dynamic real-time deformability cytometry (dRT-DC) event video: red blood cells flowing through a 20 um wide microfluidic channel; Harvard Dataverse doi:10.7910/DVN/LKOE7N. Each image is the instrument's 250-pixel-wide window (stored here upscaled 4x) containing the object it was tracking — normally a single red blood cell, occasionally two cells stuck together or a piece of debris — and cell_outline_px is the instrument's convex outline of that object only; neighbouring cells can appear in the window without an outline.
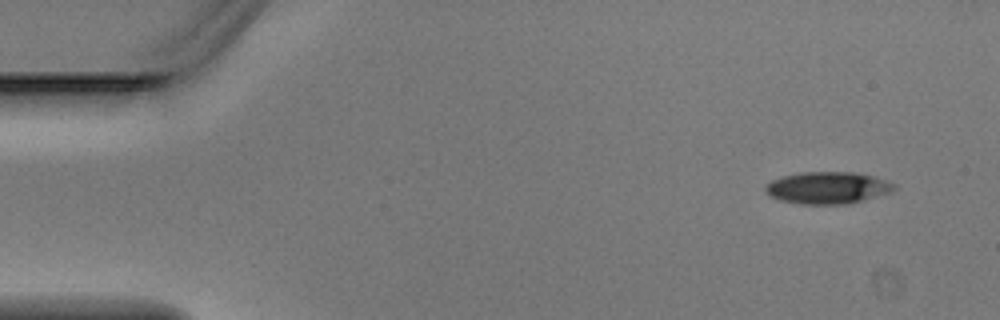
{"species": "Egyptian fruit bat (a non-hibernating species)", "species_latin": "Rousettus aegyptiacus", "temperature_condition": "warm", "stored_images_in_passage": 5, "camera_frame_rate_fps": 3000, "um_per_image_px": 0.085, "animal": {"sex": "male"}, "frame": {"image": 1, "passage_image": 1, "time_ms": 0.0, "image_size_px": [1000, 320], "cell_outline_px": [[896, 188], [888, 192], [864, 200], [848, 204], [800, 204], [780, 200], [764, 192], [764, 188], [772, 180], [784, 176], [800, 172], [852, 172], [872, 176], [896, 184]], "centroid_in_image_um": [70.32, 15.96], "position_along_channel_um": 14.7, "area_um2": 23.76}}
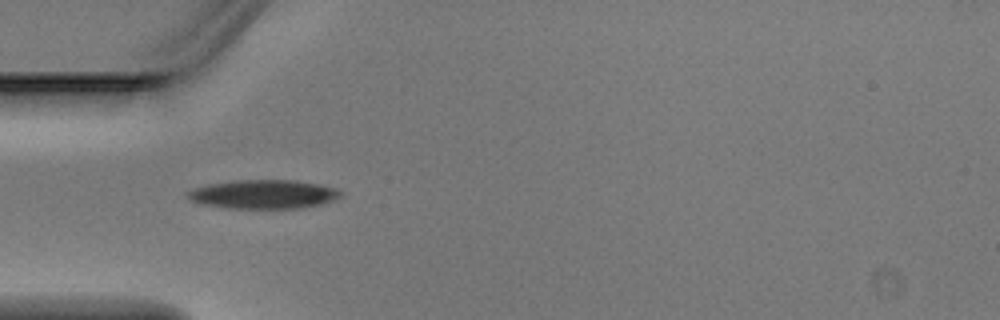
{"frame": {"image": 2, "passage_image": 4, "time_ms": 1.0, "image_size_px": [1000, 320], "cell_outline_px": [[344, 196], [336, 200], [324, 204], [304, 208], [224, 208], [204, 204], [192, 200], [188, 196], [188, 192], [192, 188], [208, 184], [236, 180], [296, 180], [336, 188], [344, 192]], "centroid_in_image_um": [22.49, 16.51], "position_along_channel_um": 62.5, "area_um2": 25.95}}
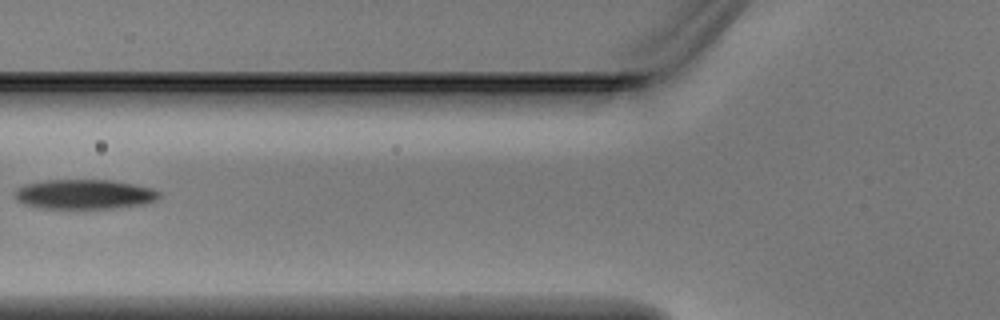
{"frame": {"image": 3, "passage_image": 5, "time_ms": 1.333, "image_size_px": [1000, 320], "cell_outline_px": [[160, 196], [156, 200], [144, 204], [116, 208], [40, 208], [24, 204], [16, 200], [12, 196], [12, 192], [16, 188], [24, 184], [44, 180], [112, 180], [152, 188], [160, 192]], "centroid_in_image_um": [7.11, 16.51], "position_along_channel_um": 118.7, "area_um2": 25.2}}